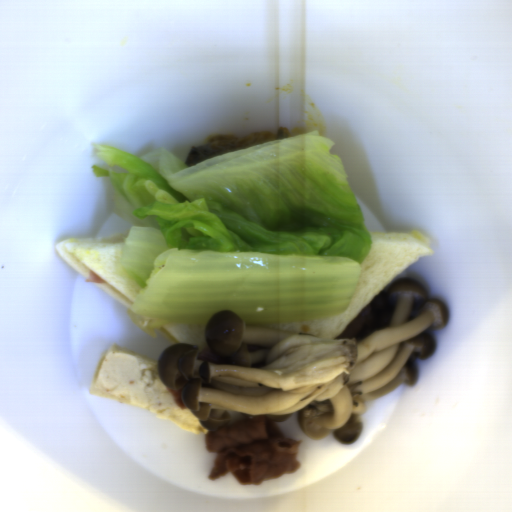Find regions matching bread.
Instances as JSON below:
<instances>
[{
	"instance_id": "1",
	"label": "bread",
	"mask_w": 512,
	"mask_h": 512,
	"mask_svg": "<svg viewBox=\"0 0 512 512\" xmlns=\"http://www.w3.org/2000/svg\"><path fill=\"white\" fill-rule=\"evenodd\" d=\"M367 232L373 243L361 265L358 281L344 310L325 318L295 324H259L258 327L297 336L339 339L381 290L408 266L435 252L431 240L420 232Z\"/></svg>"
},
{
	"instance_id": "2",
	"label": "bread",
	"mask_w": 512,
	"mask_h": 512,
	"mask_svg": "<svg viewBox=\"0 0 512 512\" xmlns=\"http://www.w3.org/2000/svg\"><path fill=\"white\" fill-rule=\"evenodd\" d=\"M127 233L62 239L55 247L56 254L86 279L89 271L104 283H91L131 310L139 293L136 284L120 273V262Z\"/></svg>"
},
{
	"instance_id": "3",
	"label": "bread",
	"mask_w": 512,
	"mask_h": 512,
	"mask_svg": "<svg viewBox=\"0 0 512 512\" xmlns=\"http://www.w3.org/2000/svg\"><path fill=\"white\" fill-rule=\"evenodd\" d=\"M211 318V317H210ZM208 318L204 324L200 326H187V325H176V324H164L159 330V334L162 335L167 341L173 344H189L197 345L198 353L204 351L210 347L205 337V326L209 321Z\"/></svg>"
}]
</instances>
